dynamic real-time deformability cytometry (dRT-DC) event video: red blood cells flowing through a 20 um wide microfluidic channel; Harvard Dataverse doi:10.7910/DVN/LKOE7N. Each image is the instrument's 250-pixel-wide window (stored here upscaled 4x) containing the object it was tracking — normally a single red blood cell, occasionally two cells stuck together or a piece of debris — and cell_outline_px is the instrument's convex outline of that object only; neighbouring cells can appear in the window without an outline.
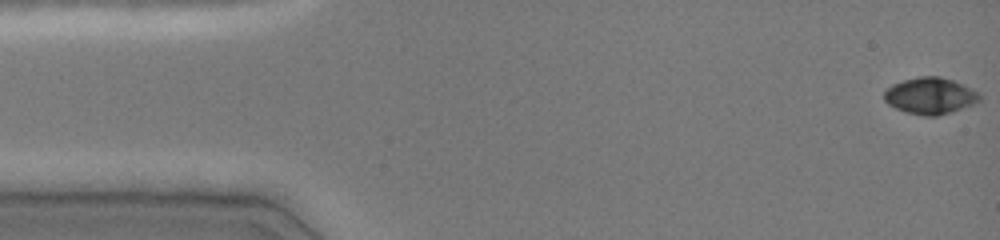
{"species": "common noctule bat (a hibernating species)", "species_latin": "Nyctalus noctula", "temperature_condition": "cold", "stored_images_in_passage": 47, "camera_frame_rate_fps": 3000, "um_per_image_px": 0.085, "animal": {"sex": "female", "body_mass_g": 19.0, "forearm_length_mm": 51.5}, "frame": {"image": 1, "passage_image": 1, "time_ms": 0.0, "image_size_px": [1000, 240], "cell_outline_px": [[980, 100], [976, 104], [952, 112], [936, 116], [924, 116], [904, 112], [888, 104], [884, 100], [884, 92], [892, 84], [916, 76], [940, 76], [952, 80], [972, 88], [980, 96]], "centroid_in_image_um": [79.07, 8.15], "position_along_channel_um": 5.9, "area_um2": 20.46}}
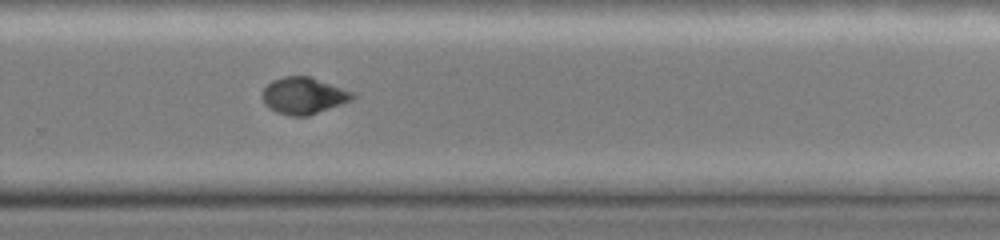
{"frame": {"image": 2, "passage_image": 32, "time_ms": 10.333, "image_size_px": [1000, 240], "cell_outline_px": [[356, 96], [352, 100], [308, 116], [292, 116], [276, 112], [268, 108], [264, 104], [260, 96], [264, 88], [272, 80], [284, 76], [308, 76], [356, 92]], "centroid_in_image_um": [25.79, 8.13], "position_along_channel_um": 304.0, "area_um2": 19.48}}
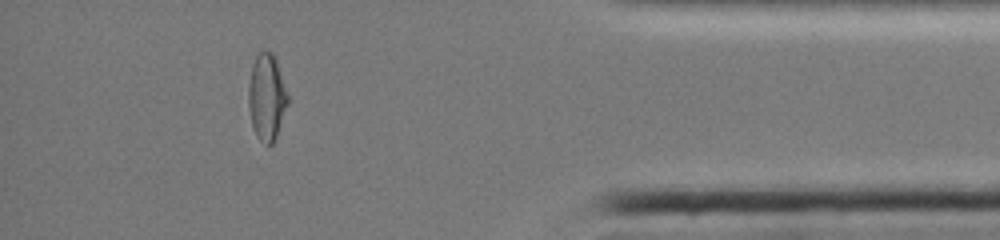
{"frame": {"image": 3, "passage_image": 42, "time_ms": 13.667, "image_size_px": [1000, 240], "cell_outline_px": [[288, 104], [276, 140], [268, 148], [256, 136], [252, 124], [248, 108], [248, 84], [252, 64], [256, 56], [260, 52], [272, 52], [276, 60], [288, 96]], "centroid_in_image_um": [22.66, 8.32], "position_along_channel_um": 412.5, "area_um2": 20.0}, "authors_computed_cell_mechanics": {"area_um2": 20.1722, "velocity_mm_per_s": 4.065, "shape_relaxation_time_tau1_ms": null, "shape_relaxation_time_tau2_ms": 3.1965, "deformation_change_tau1": null, "deformation_change_tau2": 0.0482}}